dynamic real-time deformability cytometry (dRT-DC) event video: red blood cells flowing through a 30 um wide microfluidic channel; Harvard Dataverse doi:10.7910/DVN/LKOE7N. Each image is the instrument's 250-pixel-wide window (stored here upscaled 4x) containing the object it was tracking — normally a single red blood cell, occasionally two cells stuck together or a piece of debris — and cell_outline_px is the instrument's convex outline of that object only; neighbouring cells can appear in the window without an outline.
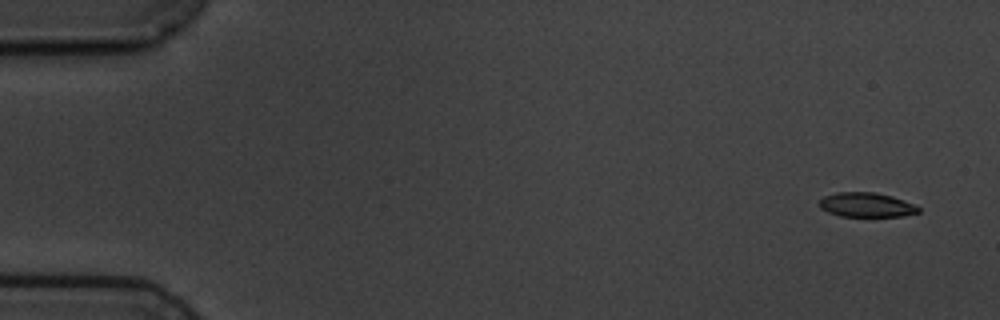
{"species": "common noctule bat (a hibernating species)", "species_latin": "Nyctalus noctula", "temperature_condition": "cold", "stored_images_in_passage": 5, "camera_frame_rate_fps": 3000, "um_per_image_px": 0.085, "animal": {"sex": "male", "body_mass_g": 19.5, "forearm_length_mm": 54.6}, "frame": {"image": 1, "passage_image": 1, "time_ms": 0.0, "image_size_px": [1000, 320], "cell_outline_px": [[920, 212], [904, 216], [840, 216], [828, 212], [820, 208], [820, 200], [824, 196], [836, 192], [876, 192], [892, 196], [916, 204], [920, 208]], "centroid_in_image_um": [73.68, 17.41], "position_along_channel_um": 11.3, "area_um2": 14.22}}
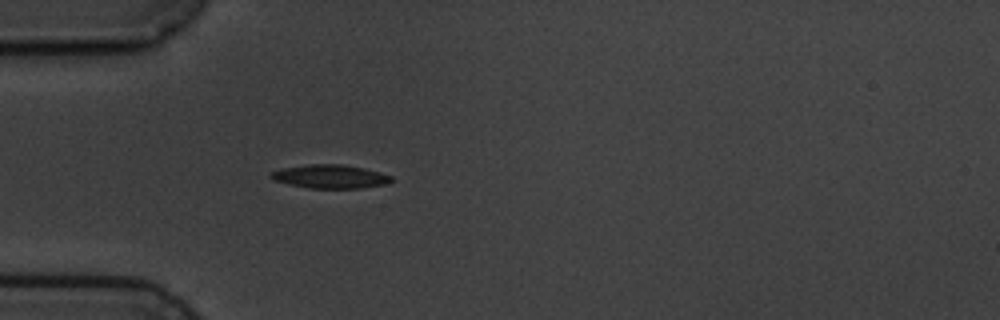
{"frame": {"image": 2, "passage_image": 5, "time_ms": 4.667, "image_size_px": [1000, 320], "cell_outline_px": [[392, 180], [384, 184], [360, 188], [308, 188], [272, 180], [268, 176], [268, 172], [280, 168], [308, 164], [344, 164], [364, 168], [380, 172], [392, 176]], "centroid_in_image_um": [27.99, 14.99], "position_along_channel_um": 57.0, "area_um2": 16.7}}